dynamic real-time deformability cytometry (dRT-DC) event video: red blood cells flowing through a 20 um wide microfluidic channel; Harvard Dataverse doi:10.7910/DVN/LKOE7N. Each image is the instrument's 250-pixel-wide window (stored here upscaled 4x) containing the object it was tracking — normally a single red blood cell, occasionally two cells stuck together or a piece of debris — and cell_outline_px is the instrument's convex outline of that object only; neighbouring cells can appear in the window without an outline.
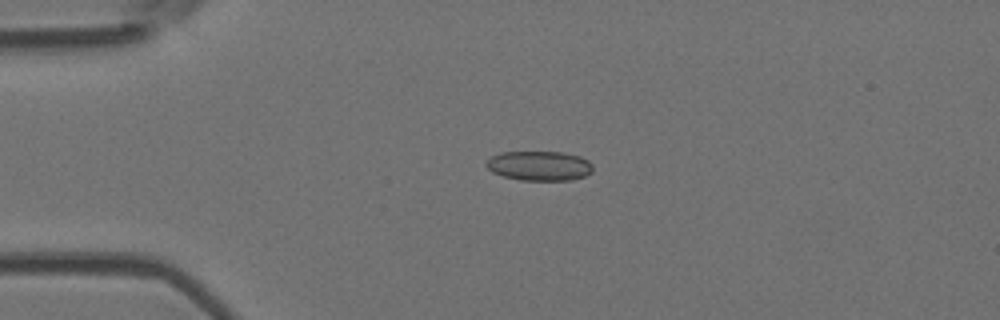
{"species": "Egyptian fruit bat (a non-hibernating species)", "species_latin": "Rousettus aegyptiacus", "temperature_condition": "room temperature", "stored_images_in_passage": 3, "camera_frame_rate_fps": 3000, "um_per_image_px": 0.085, "animal": {"sex": "female"}, "frame": {"image": 1, "passage_image": 3, "time_ms": 2.333, "image_size_px": [1000, 320], "cell_outline_px": [[592, 172], [584, 176], [572, 180], [520, 180], [504, 176], [492, 172], [484, 164], [492, 156], [500, 152], [564, 152], [580, 156], [588, 160], [592, 164]], "centroid_in_image_um": [45.85, 14.09], "position_along_channel_um": 39.1, "area_um2": 18.44}}